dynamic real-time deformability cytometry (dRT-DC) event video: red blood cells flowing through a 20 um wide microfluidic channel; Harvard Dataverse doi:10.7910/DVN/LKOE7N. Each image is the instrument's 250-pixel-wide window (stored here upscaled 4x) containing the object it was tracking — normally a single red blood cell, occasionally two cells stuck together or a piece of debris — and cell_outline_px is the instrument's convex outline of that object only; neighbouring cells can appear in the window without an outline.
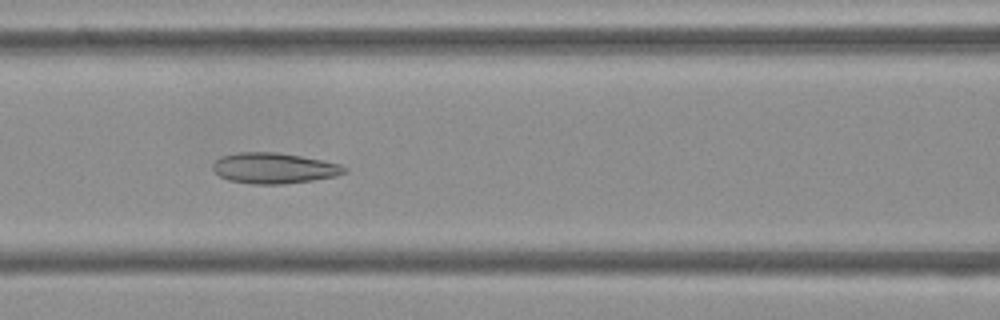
{"species": "Egyptian fruit bat (a non-hibernating species)", "species_latin": "Rousettus aegyptiacus", "temperature_condition": "cold", "stored_images_in_passage": 44, "camera_frame_rate_fps": 3000, "um_per_image_px": 0.085, "frame": {"image": 1, "passage_image": 17, "time_ms": 5.333, "image_size_px": [1000, 320], "cell_outline_px": [[348, 172], [336, 176], [312, 180], [284, 184], [252, 184], [228, 180], [220, 176], [212, 168], [212, 164], [220, 156], [240, 152], [276, 152], [300, 156], [340, 164], [348, 168]], "centroid_in_image_um": [23.29, 14.29], "position_along_channel_um": 143.3, "area_um2": 23.52}}
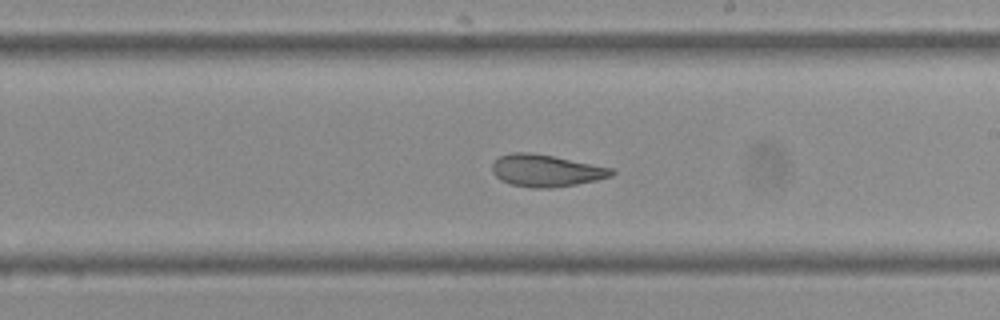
{"frame": {"image": 2, "passage_image": 25, "time_ms": 8.0, "image_size_px": [1000, 320], "cell_outline_px": [[616, 172], [612, 176], [596, 180], [576, 184], [552, 188], [532, 188], [512, 184], [500, 180], [492, 172], [492, 164], [500, 156], [512, 152], [532, 152], [612, 168]], "centroid_in_image_um": [46.4, 14.5], "position_along_channel_um": 242.6, "area_um2": 22.2}}
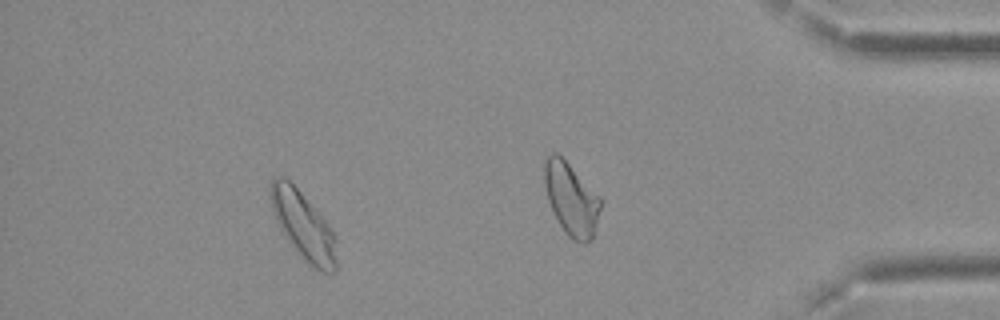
{"frame": {"image": 3, "passage_image": 38, "time_ms": 12.333, "image_size_px": [1000, 320], "cell_outline_px": [[336, 272], [324, 272], [312, 268], [300, 256], [288, 240], [280, 228], [276, 220], [272, 208], [268, 192], [268, 188], [272, 180], [276, 176], [284, 176], [316, 208], [328, 224], [332, 232], [336, 260]], "centroid_in_image_um": [25.73, 19.15], "position_along_channel_um": 409.5, "area_um2": 25.72}, "authors_computed_cell_mechanics": {"area_um2": 24.6228, "velocity_mm_per_s": 3.7282, "shape_relaxation_time_tau1_ms": null, "shape_relaxation_time_tau2_ms": 1.6633, "deformation_change_tau1": null, "deformation_change_tau2": 0.0772}}